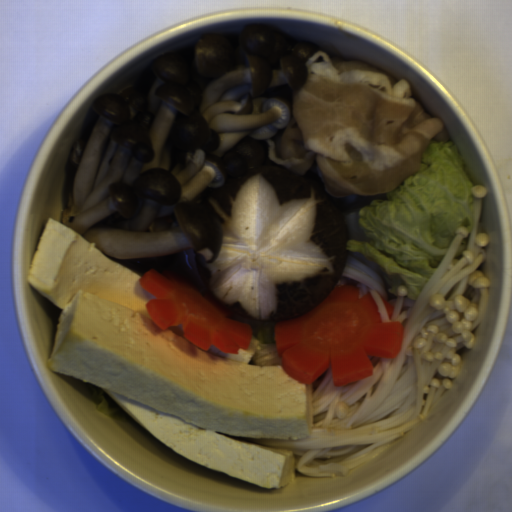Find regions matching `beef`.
I'll return each mask as SVG.
<instances>
[{"mask_svg":"<svg viewBox=\"0 0 512 512\" xmlns=\"http://www.w3.org/2000/svg\"><path fill=\"white\" fill-rule=\"evenodd\" d=\"M432 140L451 142L409 82L318 51L292 91L288 123L267 138V157L296 175L312 170L332 196L372 197L420 170Z\"/></svg>","mask_w":512,"mask_h":512,"instance_id":"1","label":"beef"}]
</instances>
